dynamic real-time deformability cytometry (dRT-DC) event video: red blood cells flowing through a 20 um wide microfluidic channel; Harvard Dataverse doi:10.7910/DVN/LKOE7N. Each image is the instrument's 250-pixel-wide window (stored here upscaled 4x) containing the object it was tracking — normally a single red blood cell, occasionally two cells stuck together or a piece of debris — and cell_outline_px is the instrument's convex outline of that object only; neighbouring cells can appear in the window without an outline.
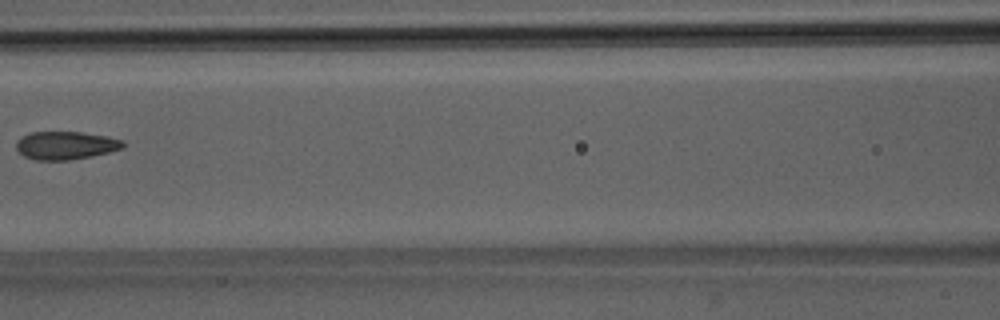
{"species": "Egyptian fruit bat (a non-hibernating species)", "species_latin": "Rousettus aegyptiacus", "temperature_condition": "room temperature", "stored_images_in_passage": 7, "camera_frame_rate_fps": 3000, "um_per_image_px": 0.085, "animal": {"sex": "male"}, "frame": {"image": 1, "passage_image": 6, "time_ms": 6.667, "image_size_px": [1000, 320], "cell_outline_px": [[124, 148], [92, 156], [68, 160], [36, 160], [24, 156], [16, 148], [16, 140], [32, 132], [80, 132], [104, 136], [124, 140]], "centroid_in_image_um": [5.58, 12.36], "position_along_channel_um": 161.0, "area_um2": 17.34}}